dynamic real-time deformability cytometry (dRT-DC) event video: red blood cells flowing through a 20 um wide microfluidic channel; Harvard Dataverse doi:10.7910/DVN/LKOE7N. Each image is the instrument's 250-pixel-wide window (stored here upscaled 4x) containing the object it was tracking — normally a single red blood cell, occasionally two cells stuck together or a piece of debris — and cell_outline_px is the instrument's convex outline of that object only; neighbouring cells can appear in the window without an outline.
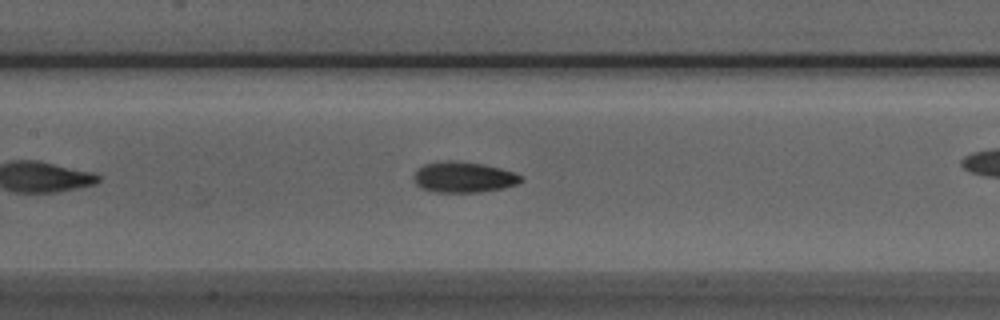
{"species": "Egyptian fruit bat (a non-hibernating species)", "species_latin": "Rousettus aegyptiacus", "temperature_condition": "room temperature", "stored_images_in_passage": 32, "camera_frame_rate_fps": 3000, "um_per_image_px": 0.085, "animal": {"sex": "male"}, "frame": {"image": 1, "passage_image": 14, "time_ms": 4.333, "image_size_px": [1000, 320], "cell_outline_px": [[524, 180], [516, 184], [504, 188], [480, 192], [432, 192], [420, 188], [416, 184], [412, 176], [424, 164], [448, 160], [456, 160], [484, 164], [500, 168], [524, 176]], "centroid_in_image_um": [39.41, 15.06], "position_along_channel_um": 168.0, "area_um2": 19.36}}